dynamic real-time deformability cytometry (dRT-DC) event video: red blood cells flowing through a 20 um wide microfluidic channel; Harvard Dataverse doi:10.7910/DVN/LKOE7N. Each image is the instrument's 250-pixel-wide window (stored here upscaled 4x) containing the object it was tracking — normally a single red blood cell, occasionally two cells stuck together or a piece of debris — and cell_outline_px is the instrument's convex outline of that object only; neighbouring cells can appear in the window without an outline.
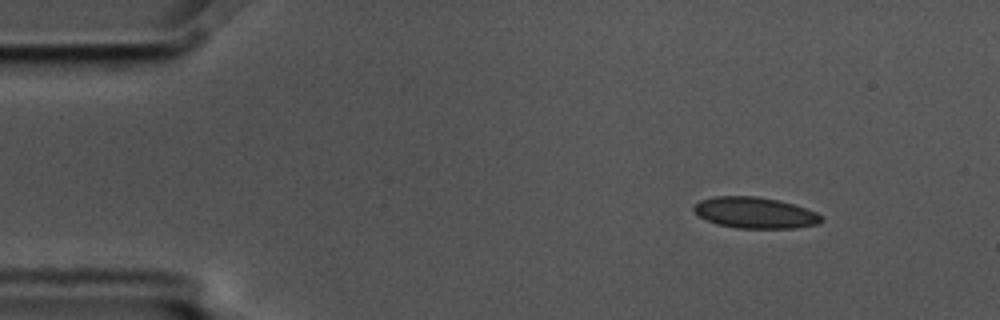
{"species": "common noctule bat (a hibernating species)", "species_latin": "Nyctalus noctula", "temperature_condition": "cold", "stored_images_in_passage": 6, "camera_frame_rate_fps": 3000, "um_per_image_px": 0.085, "animal": {"sex": "male", "body_mass_g": 17.5, "forearm_length_mm": 52.3}, "frame": {"image": 1, "passage_image": 1, "time_ms": 0.0, "image_size_px": [1000, 320], "cell_outline_px": [[824, 220], [820, 224], [796, 228], [736, 228], [716, 224], [700, 216], [692, 208], [700, 200], [712, 196], [756, 196], [780, 200], [816, 212], [824, 216]], "centroid_in_image_um": [64.21, 18.08], "position_along_channel_um": 20.8, "area_um2": 23.24}}
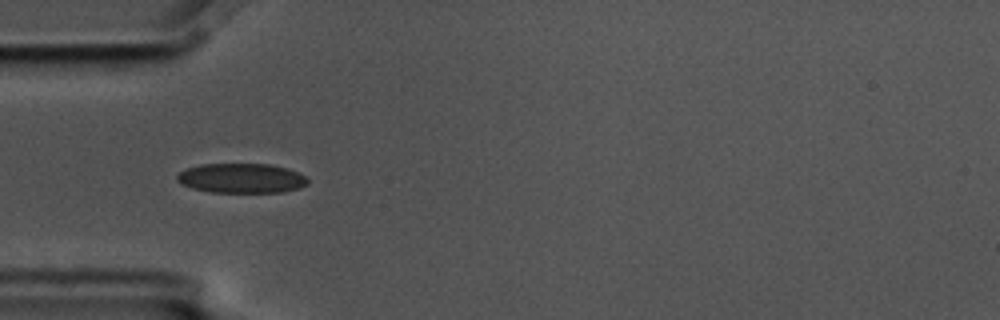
{"frame": {"image": 2, "passage_image": 4, "time_ms": 1.0, "image_size_px": [1000, 320], "cell_outline_px": [[308, 184], [300, 188], [284, 192], [212, 192], [192, 188], [180, 184], [176, 180], [176, 176], [180, 172], [188, 168], [200, 164], [272, 164], [288, 168], [304, 176], [308, 180]], "centroid_in_image_um": [20.52, 15.15], "position_along_channel_um": 64.5, "area_um2": 22.66}}